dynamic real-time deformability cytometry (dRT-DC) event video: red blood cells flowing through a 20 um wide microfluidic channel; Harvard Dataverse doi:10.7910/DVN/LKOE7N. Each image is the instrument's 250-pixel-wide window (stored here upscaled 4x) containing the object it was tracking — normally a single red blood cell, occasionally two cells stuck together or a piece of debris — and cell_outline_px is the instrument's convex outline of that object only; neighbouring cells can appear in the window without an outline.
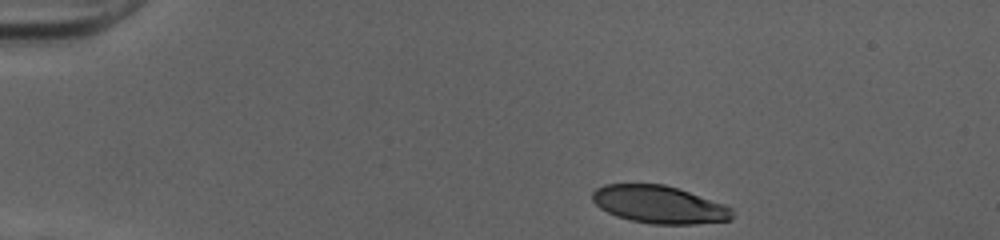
{"species": "human", "species_latin": "Homo sapiens", "temperature_condition": "cold", "stored_images_in_passage": 36, "camera_frame_rate_fps": 3000, "um_per_image_px": 0.085, "donor": {"sex": "female"}, "frame": {"image": 1, "passage_image": 1, "time_ms": 0.0, "image_size_px": [1000, 240], "cell_outline_px": [[732, 220], [696, 224], [652, 224], [632, 220], [616, 216], [600, 208], [592, 200], [592, 192], [596, 188], [604, 184], [664, 184], [724, 204], [732, 208]], "centroid_in_image_um": [56.02, 17.39], "position_along_channel_um": 29.0, "area_um2": 30.52}}
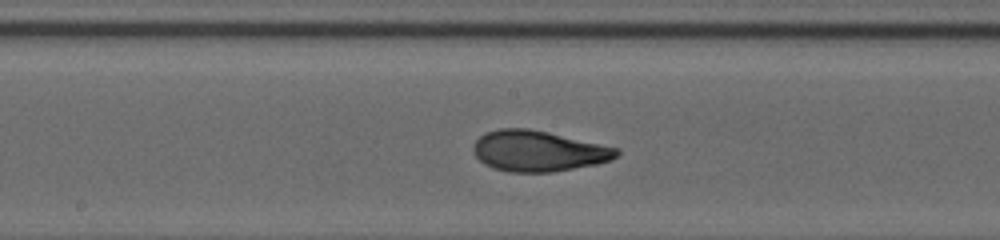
{"frame": {"image": 2, "passage_image": 20, "time_ms": 6.333, "image_size_px": [1000, 240], "cell_outline_px": [[620, 152], [612, 160], [596, 164], [552, 172], [508, 172], [492, 168], [484, 164], [472, 152], [472, 148], [476, 140], [484, 132], [500, 128], [528, 128], [548, 132], [620, 148]], "centroid_in_image_um": [45.74, 12.83], "position_along_channel_um": 202.5, "area_um2": 34.22}}
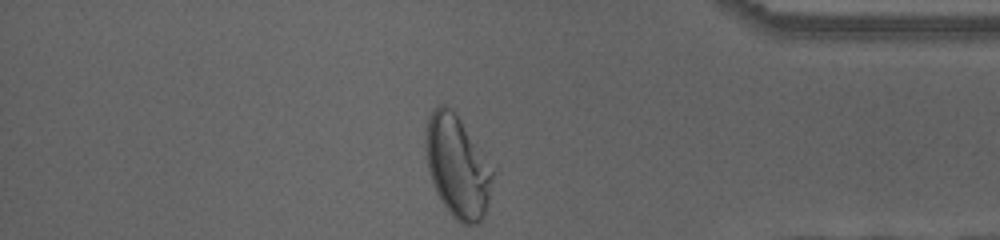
{"frame": {"image": 3, "passage_image": 36, "time_ms": 11.667, "image_size_px": [1000, 240], "cell_outline_px": [[496, 172], [484, 216], [476, 224], [460, 224], [452, 216], [440, 200], [436, 192], [428, 168], [424, 144], [424, 140], [428, 116], [440, 104], [444, 104], [452, 108]], "centroid_in_image_um": [38.88, 14.16], "position_along_channel_um": 396.3, "area_um2": 39.88}, "authors_computed_cell_mechanics": {"area_um2": 33.5529, "velocity_mm_per_s": 4.0331, "shape_relaxation_time_tau1_ms": 4.3922, "shape_relaxation_time_tau2_ms": 1.0159, "deformation_change_tau1": 0.1911, "deformation_change_tau2": 0.0711}}